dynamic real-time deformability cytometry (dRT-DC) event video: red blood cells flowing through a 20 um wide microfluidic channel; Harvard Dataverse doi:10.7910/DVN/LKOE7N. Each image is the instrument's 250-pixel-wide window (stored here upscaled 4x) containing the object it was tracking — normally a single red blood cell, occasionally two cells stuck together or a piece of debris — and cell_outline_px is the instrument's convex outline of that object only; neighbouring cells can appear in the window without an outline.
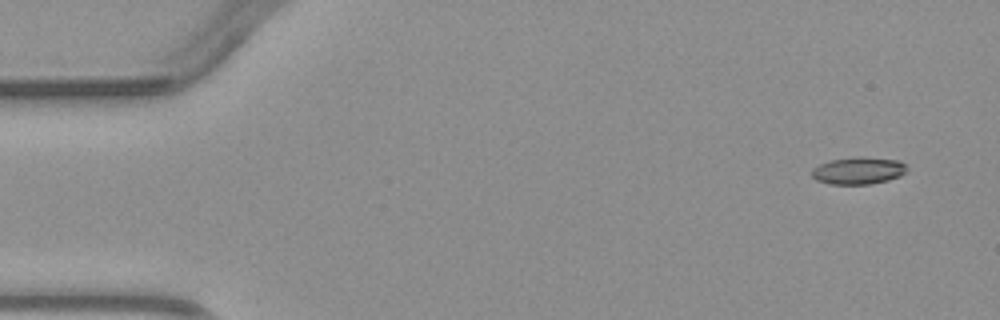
{"species": "common noctule bat (a hibernating species)", "species_latin": "Nyctalus noctula", "temperature_condition": "warm", "stored_images_in_passage": 4, "camera_frame_rate_fps": 3000, "um_per_image_px": 0.085, "animal": {"sex": "male", "body_mass_g": 23.1, "forearm_length_mm": 52.7}, "frame": {"image": 1, "passage_image": 1, "time_ms": 0.0, "image_size_px": [1000, 320], "cell_outline_px": [[908, 172], [900, 176], [888, 180], [868, 184], [828, 184], [816, 180], [812, 176], [812, 168], [820, 164], [832, 160], [860, 156], [900, 160], [908, 168]], "centroid_in_image_um": [72.99, 14.5], "position_along_channel_um": 12.0, "area_um2": 15.14}}
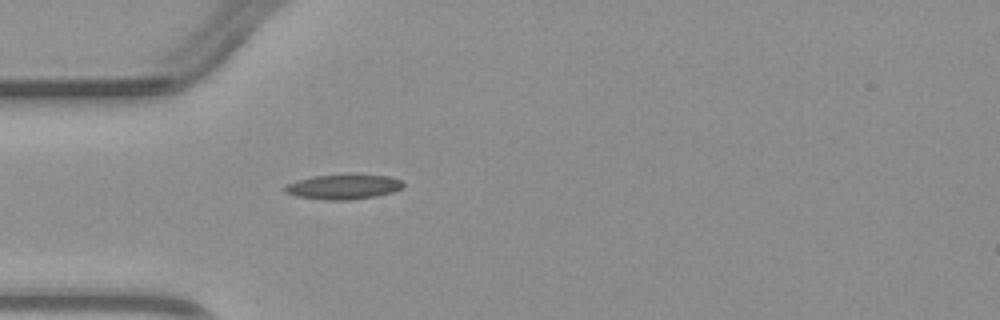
{"frame": {"image": 2, "passage_image": 4, "time_ms": 3.667, "image_size_px": [1000, 320], "cell_outline_px": [[404, 184], [400, 188], [392, 192], [376, 196], [348, 200], [324, 200], [296, 196], [284, 192], [284, 188], [288, 184], [312, 176], [388, 176], [400, 180]], "centroid_in_image_um": [29.16, 15.91], "position_along_channel_um": 55.8, "area_um2": 16.47}}